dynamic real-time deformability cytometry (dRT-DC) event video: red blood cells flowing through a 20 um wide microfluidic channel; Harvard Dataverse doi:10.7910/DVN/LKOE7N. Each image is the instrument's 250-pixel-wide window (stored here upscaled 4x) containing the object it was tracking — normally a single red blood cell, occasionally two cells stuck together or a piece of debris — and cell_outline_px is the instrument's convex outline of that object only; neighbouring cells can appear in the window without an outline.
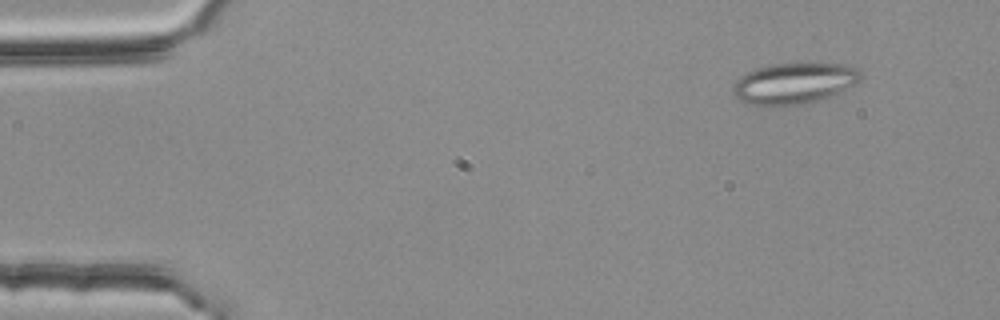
{"species": "common noctule bat (a hibernating species)", "species_latin": "Nyctalus noctula", "temperature_condition": "room temperature", "stored_images_in_passage": 55, "camera_frame_rate_fps": 3000, "um_per_image_px": 0.085, "animal": {"sex": "female", "body_mass_g": 25.1}, "frame": {"image": 1, "passage_image": 6, "time_ms": 1.667, "image_size_px": [1000, 320], "cell_outline_px": [[864, 76], [856, 84], [828, 96], [816, 100], [796, 104], [748, 104], [740, 100], [732, 92], [732, 84], [740, 76], [756, 68], [772, 64], [840, 64], [860, 68]], "centroid_in_image_um": [67.5, 7.05], "position_along_channel_um": 17.5, "area_um2": 29.94}}
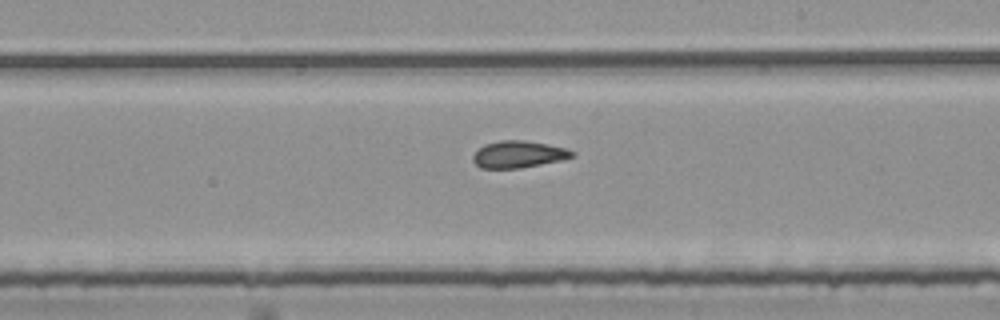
{"frame": {"image": 2, "passage_image": 32, "time_ms": 10.333, "image_size_px": [1000, 320], "cell_outline_px": [[576, 156], [560, 160], [520, 168], [480, 168], [472, 160], [472, 156], [484, 144], [500, 140], [524, 140], [564, 148], [576, 152]], "centroid_in_image_um": [44.05, 13.12], "position_along_channel_um": 244.9, "area_um2": 15.37}}
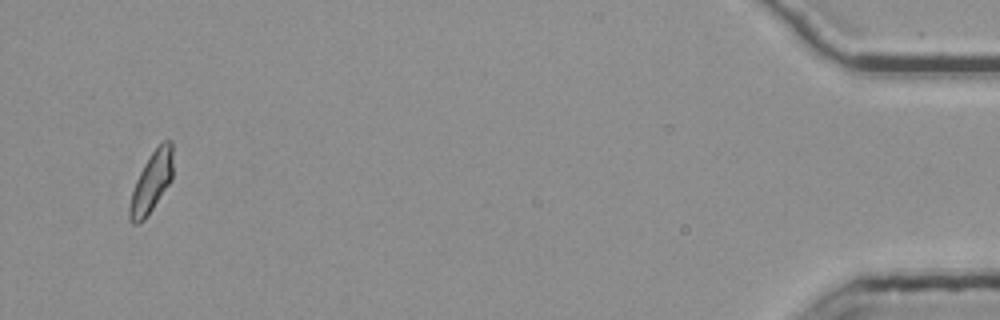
{"frame": {"image": 3, "passage_image": 53, "time_ms": 17.333, "image_size_px": [1000, 320], "cell_outline_px": [[172, 180], [148, 216], [144, 220], [136, 224], [132, 224], [128, 220], [128, 208], [132, 192], [136, 180], [144, 164], [152, 152], [164, 140], [172, 140]], "centroid_in_image_um": [12.86, 15.53], "position_along_channel_um": 422.3, "area_um2": 15.37}, "authors_computed_cell_mechanics": {"area_um2": 15.7794, "velocity_mm_per_s": 3.7893, "shape_relaxation_time_tau1_ms": null, "shape_relaxation_time_tau2_ms": 1.5992, "deformation_change_tau1": null, "deformation_change_tau2": 0.0969}}